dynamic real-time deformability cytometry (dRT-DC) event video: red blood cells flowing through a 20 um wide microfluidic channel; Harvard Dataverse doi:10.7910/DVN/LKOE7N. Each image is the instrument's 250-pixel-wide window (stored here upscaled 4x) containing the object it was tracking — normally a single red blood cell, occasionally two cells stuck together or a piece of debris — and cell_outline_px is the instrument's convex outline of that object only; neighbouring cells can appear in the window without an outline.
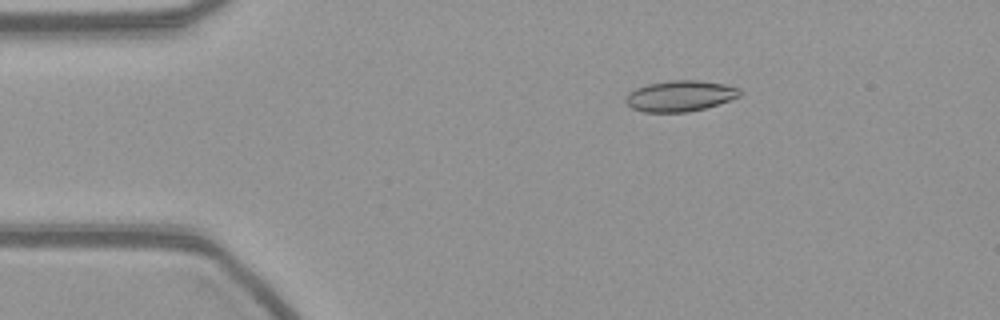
{"species": "common noctule bat (a hibernating species)", "species_latin": "Nyctalus noctula", "temperature_condition": "warm", "stored_images_in_passage": 54, "camera_frame_rate_fps": 3000, "um_per_image_px": 0.085, "animal": {"sex": "female", "body_mass_g": 21.9}, "frame": {"image": 1, "passage_image": 8, "time_ms": 2.333, "image_size_px": [1000, 320], "cell_outline_px": [[744, 92], [740, 96], [704, 108], [688, 112], [644, 112], [632, 108], [624, 100], [628, 92], [636, 88], [648, 84], [672, 80], [700, 80], [724, 84], [740, 88]], "centroid_in_image_um": [57.81, 8.15], "position_along_channel_um": 27.2, "area_um2": 20.52}}
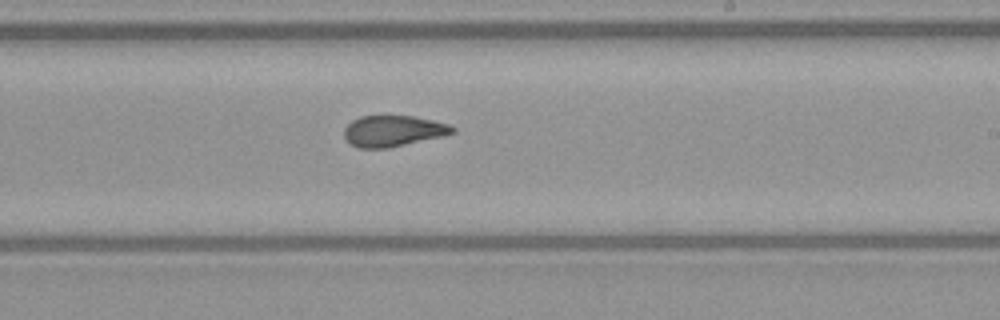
{"frame": {"image": 2, "passage_image": 31, "time_ms": 10.0, "image_size_px": [1000, 320], "cell_outline_px": [[456, 132], [444, 136], [388, 148], [360, 148], [352, 144], [344, 136], [344, 128], [352, 120], [360, 116], [412, 116], [432, 120], [448, 124], [456, 128]], "centroid_in_image_um": [33.44, 11.13], "position_along_channel_um": 255.6, "area_um2": 19.54}}
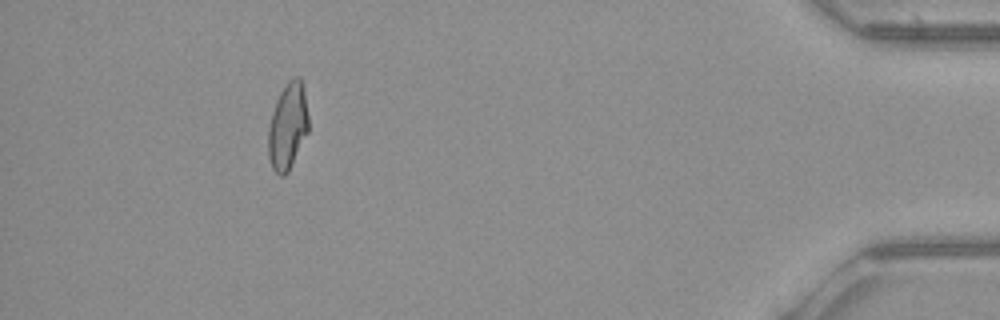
{"frame": {"image": 3, "passage_image": 49, "time_ms": 16.0, "image_size_px": [1000, 320], "cell_outline_px": [[308, 132], [288, 172], [284, 176], [280, 176], [272, 168], [268, 156], [268, 128], [272, 112], [276, 100], [284, 84], [292, 76], [300, 76], [304, 88], [308, 116]], "centroid_in_image_um": [24.45, 10.69], "position_along_channel_um": 410.7, "area_um2": 20.52}}